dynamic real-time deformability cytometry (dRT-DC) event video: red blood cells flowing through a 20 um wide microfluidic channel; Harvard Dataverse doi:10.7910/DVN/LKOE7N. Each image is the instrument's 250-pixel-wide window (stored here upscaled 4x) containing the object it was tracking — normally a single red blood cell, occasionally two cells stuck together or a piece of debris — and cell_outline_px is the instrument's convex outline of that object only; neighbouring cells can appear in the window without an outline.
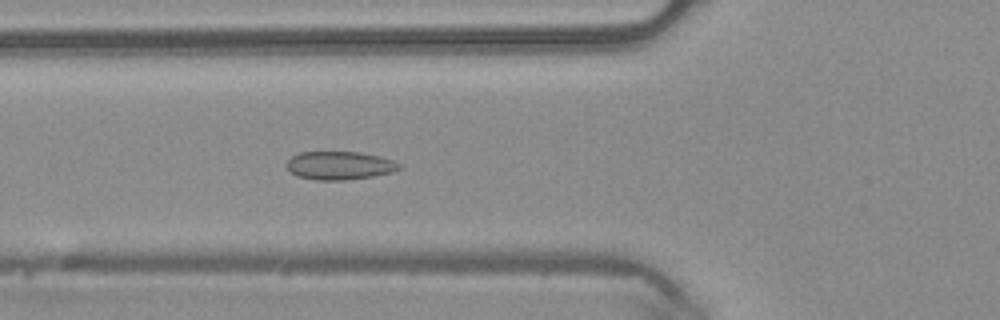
{"species": "common noctule bat (a hibernating species)", "species_latin": "Nyctalus noctula", "temperature_condition": "warm", "stored_images_in_passage": 46, "camera_frame_rate_fps": 3000, "um_per_image_px": 0.085, "animal": {"sex": "male", "body_mass_g": 20.4}, "frame": {"image": 1, "passage_image": 15, "time_ms": 4.667, "image_size_px": [1000, 320], "cell_outline_px": [[404, 168], [392, 172], [372, 176], [344, 180], [316, 180], [296, 176], [284, 164], [292, 156], [300, 152], [360, 152], [380, 156], [392, 160], [400, 164]], "centroid_in_image_um": [28.87, 14.06], "position_along_channel_um": 96.9, "area_um2": 18.61}}
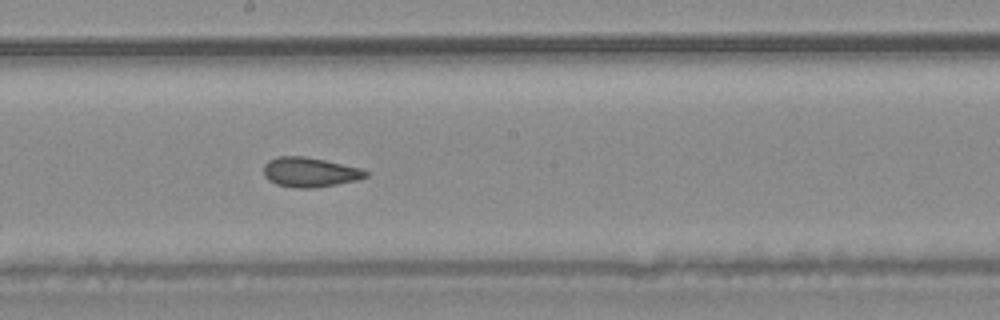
{"frame": {"image": 2, "passage_image": 24, "time_ms": 7.667, "image_size_px": [1000, 320], "cell_outline_px": [[368, 176], [356, 180], [336, 184], [312, 188], [292, 188], [276, 184], [268, 180], [264, 176], [264, 164], [268, 160], [276, 156], [304, 156], [324, 160], [360, 168], [368, 172]], "centroid_in_image_um": [26.29, 14.63], "position_along_channel_um": 221.9, "area_um2": 17.63}}
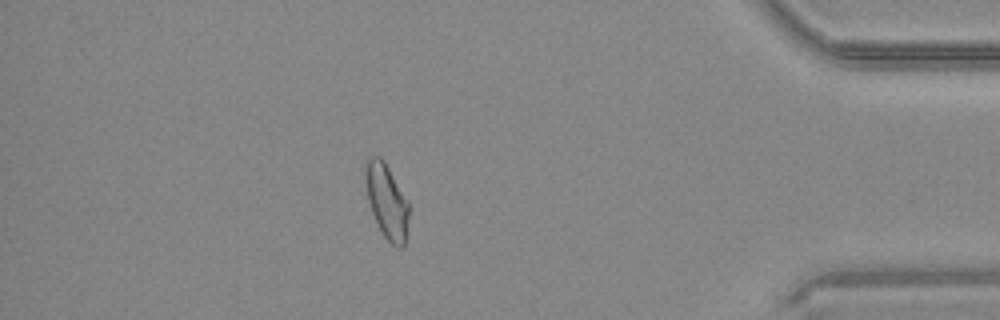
{"frame": {"image": 3, "passage_image": 40, "time_ms": 13.0, "image_size_px": [1000, 320], "cell_outline_px": [[408, 220], [404, 244], [400, 248], [396, 248], [384, 236], [372, 212], [368, 200], [364, 176], [364, 160], [368, 156], [380, 156], [384, 160], [408, 200]], "centroid_in_image_um": [32.84, 17.03], "position_along_channel_um": 402.4, "area_um2": 18.9}, "authors_computed_cell_mechanics": {"area_um2": 18.6405, "velocity_mm_per_s": 4.1526, "shape_relaxation_time_tau1_ms": null, "shape_relaxation_time_tau2_ms": 1.1651, "deformation_change_tau1": null, "deformation_change_tau2": 0.0605}}